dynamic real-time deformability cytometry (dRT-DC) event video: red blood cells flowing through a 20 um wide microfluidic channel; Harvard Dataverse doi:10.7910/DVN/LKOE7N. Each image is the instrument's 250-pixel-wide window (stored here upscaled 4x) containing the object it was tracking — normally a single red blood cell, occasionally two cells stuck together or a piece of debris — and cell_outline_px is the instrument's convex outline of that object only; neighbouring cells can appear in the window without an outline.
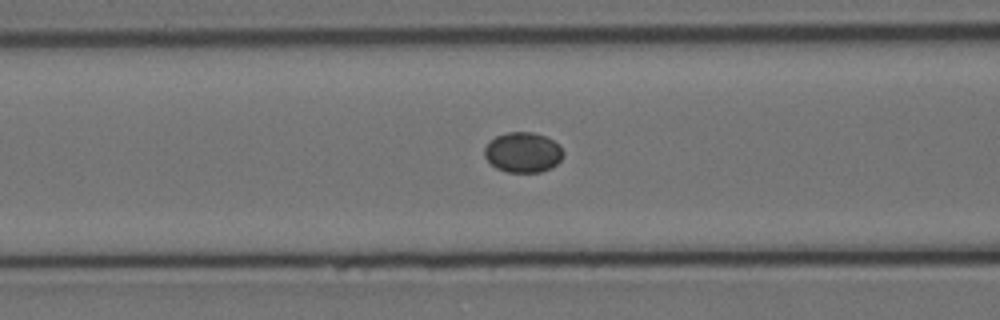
{"species": "Egyptian fruit bat (a non-hibernating species)", "species_latin": "Rousettus aegyptiacus", "temperature_condition": "cold", "stored_images_in_passage": 26, "camera_frame_rate_fps": 3000, "um_per_image_px": 0.085, "animal": {"sex": "female"}, "frame": {"image": 1, "passage_image": 3, "time_ms": 0.667, "image_size_px": [1000, 320], "cell_outline_px": [[564, 156], [552, 168], [540, 172], [508, 172], [496, 168], [484, 156], [484, 148], [496, 136], [508, 132], [532, 132], [544, 136], [552, 140], [564, 152]], "centroid_in_image_um": [44.45, 12.96], "position_along_channel_um": 122.1, "area_um2": 18.26}}
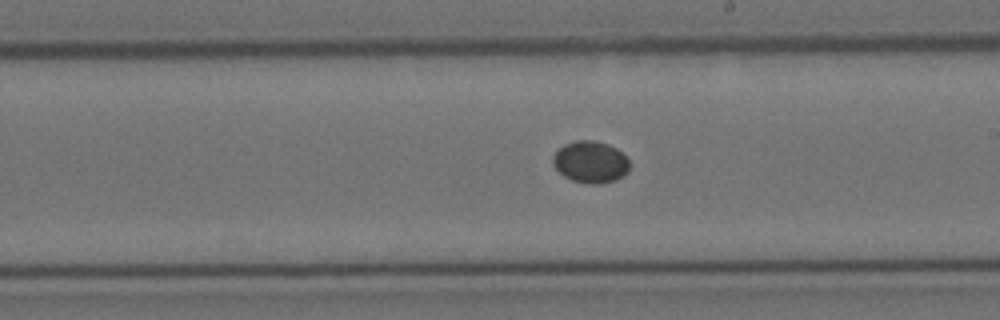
{"frame": {"image": 2, "passage_image": 13, "time_ms": 4.0, "image_size_px": [1000, 320], "cell_outline_px": [[628, 172], [624, 176], [616, 180], [596, 184], [588, 184], [572, 180], [564, 176], [552, 164], [552, 156], [564, 144], [576, 140], [596, 140], [608, 144], [616, 148], [628, 160]], "centroid_in_image_um": [50.18, 13.77], "position_along_channel_um": 238.8, "area_um2": 18.67}}
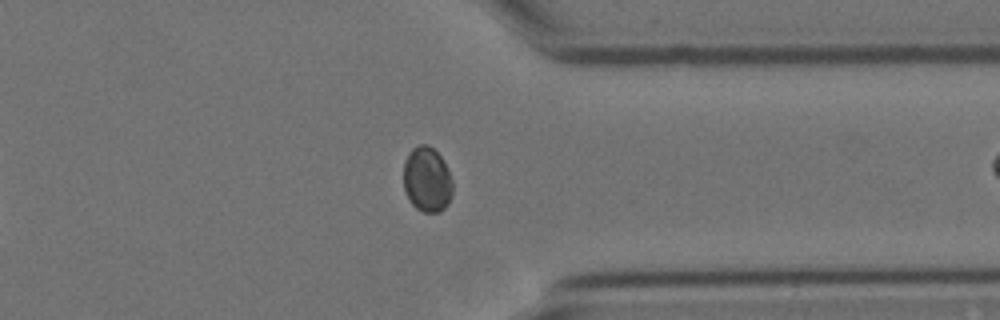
{"frame": {"image": 3, "passage_image": 25, "time_ms": 8.0, "image_size_px": [1000, 320], "cell_outline_px": [[452, 196], [448, 204], [440, 212], [424, 212], [416, 208], [408, 200], [404, 188], [404, 160], [408, 152], [412, 148], [420, 144], [428, 144], [440, 156], [452, 180]], "centroid_in_image_um": [36.28, 15.27], "position_along_channel_um": 375.1, "area_um2": 18.67}}